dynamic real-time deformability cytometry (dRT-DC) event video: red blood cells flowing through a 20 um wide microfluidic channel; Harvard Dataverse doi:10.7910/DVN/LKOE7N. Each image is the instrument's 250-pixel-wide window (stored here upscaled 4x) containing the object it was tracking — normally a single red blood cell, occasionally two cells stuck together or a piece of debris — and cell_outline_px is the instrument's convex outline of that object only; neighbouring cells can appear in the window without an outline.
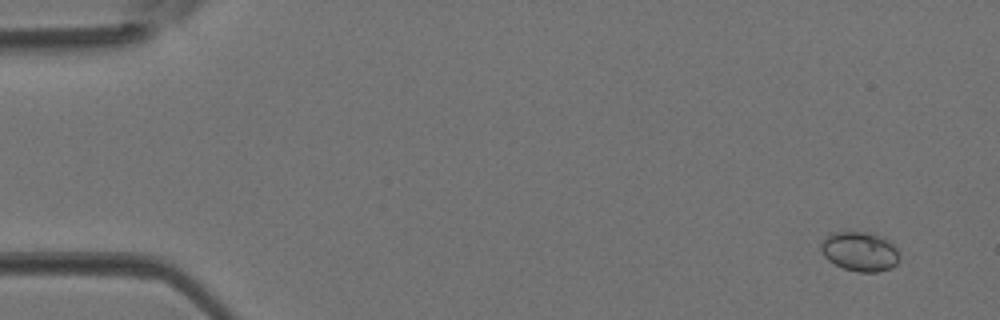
{"species": "Egyptian fruit bat (a non-hibernating species)", "species_latin": "Rousettus aegyptiacus", "temperature_condition": "room temperature", "stored_images_in_passage": 3, "camera_frame_rate_fps": 3000, "um_per_image_px": 0.085, "animal": {"sex": "female"}, "frame": {"image": 1, "passage_image": 1, "time_ms": 0.0, "image_size_px": [1000, 320], "cell_outline_px": [[900, 260], [892, 268], [876, 272], [856, 272], [844, 268], [828, 260], [824, 256], [820, 248], [820, 244], [832, 232], [868, 232], [884, 236], [900, 252]], "centroid_in_image_um": [73.13, 21.38], "position_along_channel_um": 11.9, "area_um2": 18.21}}
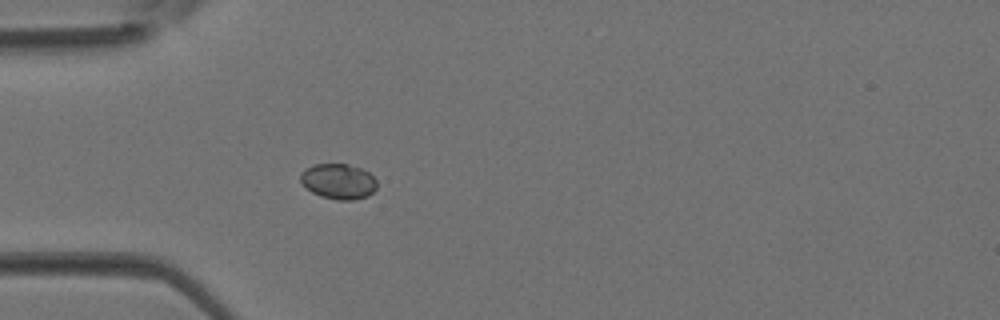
{"frame": {"image": 2, "passage_image": 3, "time_ms": 0.667, "image_size_px": [1000, 320], "cell_outline_px": [[376, 188], [368, 196], [352, 200], [336, 200], [320, 196], [312, 192], [300, 180], [300, 172], [304, 168], [316, 164], [348, 164], [360, 168], [368, 172], [376, 180]], "centroid_in_image_um": [28.75, 15.41], "position_along_channel_um": 56.2, "area_um2": 15.72}}